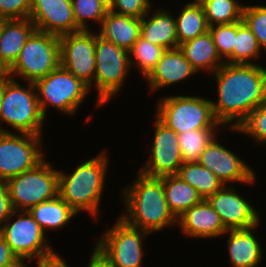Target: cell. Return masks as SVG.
Returning <instances> with one entry per match:
<instances>
[{"mask_svg": "<svg viewBox=\"0 0 266 267\" xmlns=\"http://www.w3.org/2000/svg\"><path fill=\"white\" fill-rule=\"evenodd\" d=\"M32 0H0V15L10 19L29 18Z\"/></svg>", "mask_w": 266, "mask_h": 267, "instance_id": "38", "label": "cell"}, {"mask_svg": "<svg viewBox=\"0 0 266 267\" xmlns=\"http://www.w3.org/2000/svg\"><path fill=\"white\" fill-rule=\"evenodd\" d=\"M236 133H244L252 139H256L258 143L265 145L266 143V96L262 103L238 125L237 128H229Z\"/></svg>", "mask_w": 266, "mask_h": 267, "instance_id": "34", "label": "cell"}, {"mask_svg": "<svg viewBox=\"0 0 266 267\" xmlns=\"http://www.w3.org/2000/svg\"><path fill=\"white\" fill-rule=\"evenodd\" d=\"M227 230L246 229L260 224L257 210L234 187L223 186L207 198Z\"/></svg>", "mask_w": 266, "mask_h": 267, "instance_id": "16", "label": "cell"}, {"mask_svg": "<svg viewBox=\"0 0 266 267\" xmlns=\"http://www.w3.org/2000/svg\"><path fill=\"white\" fill-rule=\"evenodd\" d=\"M99 32L98 35L103 39L129 51L140 37L141 18L109 10L100 24Z\"/></svg>", "mask_w": 266, "mask_h": 267, "instance_id": "21", "label": "cell"}, {"mask_svg": "<svg viewBox=\"0 0 266 267\" xmlns=\"http://www.w3.org/2000/svg\"><path fill=\"white\" fill-rule=\"evenodd\" d=\"M13 212L8 188L5 182H0V229Z\"/></svg>", "mask_w": 266, "mask_h": 267, "instance_id": "40", "label": "cell"}, {"mask_svg": "<svg viewBox=\"0 0 266 267\" xmlns=\"http://www.w3.org/2000/svg\"><path fill=\"white\" fill-rule=\"evenodd\" d=\"M59 41L60 65L91 89L96 70L95 33L81 30L62 35Z\"/></svg>", "mask_w": 266, "mask_h": 267, "instance_id": "13", "label": "cell"}, {"mask_svg": "<svg viewBox=\"0 0 266 267\" xmlns=\"http://www.w3.org/2000/svg\"><path fill=\"white\" fill-rule=\"evenodd\" d=\"M22 263L0 235V267H19Z\"/></svg>", "mask_w": 266, "mask_h": 267, "instance_id": "39", "label": "cell"}, {"mask_svg": "<svg viewBox=\"0 0 266 267\" xmlns=\"http://www.w3.org/2000/svg\"><path fill=\"white\" fill-rule=\"evenodd\" d=\"M88 267H113L100 253L95 249L90 256Z\"/></svg>", "mask_w": 266, "mask_h": 267, "instance_id": "42", "label": "cell"}, {"mask_svg": "<svg viewBox=\"0 0 266 267\" xmlns=\"http://www.w3.org/2000/svg\"><path fill=\"white\" fill-rule=\"evenodd\" d=\"M175 20L178 45L209 31L203 6L198 0L186 3Z\"/></svg>", "mask_w": 266, "mask_h": 267, "instance_id": "26", "label": "cell"}, {"mask_svg": "<svg viewBox=\"0 0 266 267\" xmlns=\"http://www.w3.org/2000/svg\"><path fill=\"white\" fill-rule=\"evenodd\" d=\"M136 178L124 188L122 200L127 212L120 218L128 225L149 233L176 225L177 218L165 198L162 177H149L139 172Z\"/></svg>", "mask_w": 266, "mask_h": 267, "instance_id": "2", "label": "cell"}, {"mask_svg": "<svg viewBox=\"0 0 266 267\" xmlns=\"http://www.w3.org/2000/svg\"><path fill=\"white\" fill-rule=\"evenodd\" d=\"M197 73L178 48L166 49L155 68L146 77L152 91L188 79Z\"/></svg>", "mask_w": 266, "mask_h": 267, "instance_id": "19", "label": "cell"}, {"mask_svg": "<svg viewBox=\"0 0 266 267\" xmlns=\"http://www.w3.org/2000/svg\"><path fill=\"white\" fill-rule=\"evenodd\" d=\"M36 27L29 18L7 20L0 34V61L9 69Z\"/></svg>", "mask_w": 266, "mask_h": 267, "instance_id": "23", "label": "cell"}, {"mask_svg": "<svg viewBox=\"0 0 266 267\" xmlns=\"http://www.w3.org/2000/svg\"><path fill=\"white\" fill-rule=\"evenodd\" d=\"M4 93V79L0 80V106H1V101H2V96ZM0 131L1 132H11V130L8 131V129H3L2 127H0Z\"/></svg>", "mask_w": 266, "mask_h": 267, "instance_id": "43", "label": "cell"}, {"mask_svg": "<svg viewBox=\"0 0 266 267\" xmlns=\"http://www.w3.org/2000/svg\"><path fill=\"white\" fill-rule=\"evenodd\" d=\"M156 109V117L177 134L196 129H224L214 116L211 100L200 96L161 97Z\"/></svg>", "mask_w": 266, "mask_h": 267, "instance_id": "4", "label": "cell"}, {"mask_svg": "<svg viewBox=\"0 0 266 267\" xmlns=\"http://www.w3.org/2000/svg\"><path fill=\"white\" fill-rule=\"evenodd\" d=\"M29 19L36 30L58 37L81 31L76 25L71 0H32Z\"/></svg>", "mask_w": 266, "mask_h": 267, "instance_id": "17", "label": "cell"}, {"mask_svg": "<svg viewBox=\"0 0 266 267\" xmlns=\"http://www.w3.org/2000/svg\"><path fill=\"white\" fill-rule=\"evenodd\" d=\"M165 51V48L152 44L140 36L128 51L131 68L137 64L143 77L146 78L155 68Z\"/></svg>", "mask_w": 266, "mask_h": 267, "instance_id": "32", "label": "cell"}, {"mask_svg": "<svg viewBox=\"0 0 266 267\" xmlns=\"http://www.w3.org/2000/svg\"><path fill=\"white\" fill-rule=\"evenodd\" d=\"M255 35L241 20L236 22V36L233 54L225 61L229 64H255L261 55ZM252 61V62H251Z\"/></svg>", "mask_w": 266, "mask_h": 267, "instance_id": "29", "label": "cell"}, {"mask_svg": "<svg viewBox=\"0 0 266 267\" xmlns=\"http://www.w3.org/2000/svg\"><path fill=\"white\" fill-rule=\"evenodd\" d=\"M8 69L4 66V64L0 61V80L8 77Z\"/></svg>", "mask_w": 266, "mask_h": 267, "instance_id": "44", "label": "cell"}, {"mask_svg": "<svg viewBox=\"0 0 266 267\" xmlns=\"http://www.w3.org/2000/svg\"><path fill=\"white\" fill-rule=\"evenodd\" d=\"M204 9L207 23L210 26L229 24L242 20L244 5L238 0H198Z\"/></svg>", "mask_w": 266, "mask_h": 267, "instance_id": "31", "label": "cell"}, {"mask_svg": "<svg viewBox=\"0 0 266 267\" xmlns=\"http://www.w3.org/2000/svg\"><path fill=\"white\" fill-rule=\"evenodd\" d=\"M18 215L20 217L16 221H9ZM0 235L23 263L27 259L29 263L33 259L40 261L57 254L45 240L46 233L28 210H13L0 229Z\"/></svg>", "mask_w": 266, "mask_h": 267, "instance_id": "10", "label": "cell"}, {"mask_svg": "<svg viewBox=\"0 0 266 267\" xmlns=\"http://www.w3.org/2000/svg\"><path fill=\"white\" fill-rule=\"evenodd\" d=\"M7 20H8L7 18L2 17V16L0 15V34H1V32H2V30H3V27H4V25H5V23H6Z\"/></svg>", "mask_w": 266, "mask_h": 267, "instance_id": "45", "label": "cell"}, {"mask_svg": "<svg viewBox=\"0 0 266 267\" xmlns=\"http://www.w3.org/2000/svg\"><path fill=\"white\" fill-rule=\"evenodd\" d=\"M198 163L212 171L224 185L227 182L251 184L256 180V174L235 153L225 148L214 138L204 149Z\"/></svg>", "mask_w": 266, "mask_h": 267, "instance_id": "15", "label": "cell"}, {"mask_svg": "<svg viewBox=\"0 0 266 267\" xmlns=\"http://www.w3.org/2000/svg\"><path fill=\"white\" fill-rule=\"evenodd\" d=\"M213 74L218 88V102L211 100L214 116L223 127L237 128L266 96V68L224 63Z\"/></svg>", "mask_w": 266, "mask_h": 267, "instance_id": "1", "label": "cell"}, {"mask_svg": "<svg viewBox=\"0 0 266 267\" xmlns=\"http://www.w3.org/2000/svg\"><path fill=\"white\" fill-rule=\"evenodd\" d=\"M179 49L196 72H216L225 62L217 53L213 38L207 33L179 45Z\"/></svg>", "mask_w": 266, "mask_h": 267, "instance_id": "24", "label": "cell"}, {"mask_svg": "<svg viewBox=\"0 0 266 267\" xmlns=\"http://www.w3.org/2000/svg\"><path fill=\"white\" fill-rule=\"evenodd\" d=\"M150 2V0H108V7L118 14L142 18L147 12L152 13L153 6Z\"/></svg>", "mask_w": 266, "mask_h": 267, "instance_id": "37", "label": "cell"}, {"mask_svg": "<svg viewBox=\"0 0 266 267\" xmlns=\"http://www.w3.org/2000/svg\"><path fill=\"white\" fill-rule=\"evenodd\" d=\"M18 82L9 76L4 79L0 121L19 133L42 136L45 118L39 107L34 83L28 82L26 88Z\"/></svg>", "mask_w": 266, "mask_h": 267, "instance_id": "5", "label": "cell"}, {"mask_svg": "<svg viewBox=\"0 0 266 267\" xmlns=\"http://www.w3.org/2000/svg\"><path fill=\"white\" fill-rule=\"evenodd\" d=\"M29 213L44 233L46 228L60 229L77 213L59 196L31 207Z\"/></svg>", "mask_w": 266, "mask_h": 267, "instance_id": "27", "label": "cell"}, {"mask_svg": "<svg viewBox=\"0 0 266 267\" xmlns=\"http://www.w3.org/2000/svg\"><path fill=\"white\" fill-rule=\"evenodd\" d=\"M258 225L246 229H231L228 233V250L233 267H257L262 260L261 244L255 236ZM253 230V231H252Z\"/></svg>", "mask_w": 266, "mask_h": 267, "instance_id": "20", "label": "cell"}, {"mask_svg": "<svg viewBox=\"0 0 266 267\" xmlns=\"http://www.w3.org/2000/svg\"><path fill=\"white\" fill-rule=\"evenodd\" d=\"M96 70L94 85L97 105L108 103L120 91L131 69L128 51L107 41L95 33Z\"/></svg>", "mask_w": 266, "mask_h": 267, "instance_id": "9", "label": "cell"}, {"mask_svg": "<svg viewBox=\"0 0 266 267\" xmlns=\"http://www.w3.org/2000/svg\"><path fill=\"white\" fill-rule=\"evenodd\" d=\"M177 175L189 183L202 199H207L224 186L223 182L212 171L198 162L183 163Z\"/></svg>", "mask_w": 266, "mask_h": 267, "instance_id": "28", "label": "cell"}, {"mask_svg": "<svg viewBox=\"0 0 266 267\" xmlns=\"http://www.w3.org/2000/svg\"><path fill=\"white\" fill-rule=\"evenodd\" d=\"M59 65V37L35 30L26 41L18 59L8 69V75L14 79L17 76L23 77L26 82L34 83L53 72Z\"/></svg>", "mask_w": 266, "mask_h": 267, "instance_id": "7", "label": "cell"}, {"mask_svg": "<svg viewBox=\"0 0 266 267\" xmlns=\"http://www.w3.org/2000/svg\"><path fill=\"white\" fill-rule=\"evenodd\" d=\"M242 21L255 35L261 50L266 51V6L245 5L242 11Z\"/></svg>", "mask_w": 266, "mask_h": 267, "instance_id": "35", "label": "cell"}, {"mask_svg": "<svg viewBox=\"0 0 266 267\" xmlns=\"http://www.w3.org/2000/svg\"><path fill=\"white\" fill-rule=\"evenodd\" d=\"M177 225L183 234L192 238H213L223 236L228 230L222 223L218 213L207 199L188 208L178 219Z\"/></svg>", "mask_w": 266, "mask_h": 267, "instance_id": "18", "label": "cell"}, {"mask_svg": "<svg viewBox=\"0 0 266 267\" xmlns=\"http://www.w3.org/2000/svg\"><path fill=\"white\" fill-rule=\"evenodd\" d=\"M209 32L218 55L225 62L234 52L236 22L210 26Z\"/></svg>", "mask_w": 266, "mask_h": 267, "instance_id": "36", "label": "cell"}, {"mask_svg": "<svg viewBox=\"0 0 266 267\" xmlns=\"http://www.w3.org/2000/svg\"><path fill=\"white\" fill-rule=\"evenodd\" d=\"M19 135L0 131V182L34 168L44 159L40 148L42 136Z\"/></svg>", "mask_w": 266, "mask_h": 267, "instance_id": "12", "label": "cell"}, {"mask_svg": "<svg viewBox=\"0 0 266 267\" xmlns=\"http://www.w3.org/2000/svg\"><path fill=\"white\" fill-rule=\"evenodd\" d=\"M19 267H27L26 262L25 263H22Z\"/></svg>", "mask_w": 266, "mask_h": 267, "instance_id": "46", "label": "cell"}, {"mask_svg": "<svg viewBox=\"0 0 266 267\" xmlns=\"http://www.w3.org/2000/svg\"><path fill=\"white\" fill-rule=\"evenodd\" d=\"M150 158L140 169L149 177H162L177 174L183 164L178 134L163 124L157 117Z\"/></svg>", "mask_w": 266, "mask_h": 267, "instance_id": "14", "label": "cell"}, {"mask_svg": "<svg viewBox=\"0 0 266 267\" xmlns=\"http://www.w3.org/2000/svg\"><path fill=\"white\" fill-rule=\"evenodd\" d=\"M38 267H68L66 262L58 255L37 261Z\"/></svg>", "mask_w": 266, "mask_h": 267, "instance_id": "41", "label": "cell"}, {"mask_svg": "<svg viewBox=\"0 0 266 267\" xmlns=\"http://www.w3.org/2000/svg\"><path fill=\"white\" fill-rule=\"evenodd\" d=\"M162 183L169 209L177 219L202 200L198 192L177 174L162 176Z\"/></svg>", "mask_w": 266, "mask_h": 267, "instance_id": "25", "label": "cell"}, {"mask_svg": "<svg viewBox=\"0 0 266 267\" xmlns=\"http://www.w3.org/2000/svg\"><path fill=\"white\" fill-rule=\"evenodd\" d=\"M108 159L105 151L78 165L71 174L59 170L58 195L77 214L85 210L98 217Z\"/></svg>", "mask_w": 266, "mask_h": 267, "instance_id": "3", "label": "cell"}, {"mask_svg": "<svg viewBox=\"0 0 266 267\" xmlns=\"http://www.w3.org/2000/svg\"><path fill=\"white\" fill-rule=\"evenodd\" d=\"M39 107L46 117L47 107L62 113L75 114L90 88L71 72L59 65L53 72L34 82Z\"/></svg>", "mask_w": 266, "mask_h": 267, "instance_id": "8", "label": "cell"}, {"mask_svg": "<svg viewBox=\"0 0 266 267\" xmlns=\"http://www.w3.org/2000/svg\"><path fill=\"white\" fill-rule=\"evenodd\" d=\"M148 234L119 217L113 227L104 232L94 249L113 267H142V241Z\"/></svg>", "mask_w": 266, "mask_h": 267, "instance_id": "11", "label": "cell"}, {"mask_svg": "<svg viewBox=\"0 0 266 267\" xmlns=\"http://www.w3.org/2000/svg\"><path fill=\"white\" fill-rule=\"evenodd\" d=\"M147 12L141 18L140 36L148 42L165 49L178 48L176 20L170 12L158 9L150 16Z\"/></svg>", "mask_w": 266, "mask_h": 267, "instance_id": "22", "label": "cell"}, {"mask_svg": "<svg viewBox=\"0 0 266 267\" xmlns=\"http://www.w3.org/2000/svg\"><path fill=\"white\" fill-rule=\"evenodd\" d=\"M13 210H29L58 195L59 170L45 158L34 168L5 182Z\"/></svg>", "mask_w": 266, "mask_h": 267, "instance_id": "6", "label": "cell"}, {"mask_svg": "<svg viewBox=\"0 0 266 267\" xmlns=\"http://www.w3.org/2000/svg\"><path fill=\"white\" fill-rule=\"evenodd\" d=\"M217 130L196 129L179 133L178 141L183 163L198 162L204 149L217 136Z\"/></svg>", "mask_w": 266, "mask_h": 267, "instance_id": "30", "label": "cell"}, {"mask_svg": "<svg viewBox=\"0 0 266 267\" xmlns=\"http://www.w3.org/2000/svg\"><path fill=\"white\" fill-rule=\"evenodd\" d=\"M76 25L80 30H90L87 21L101 24L109 11L108 0H71Z\"/></svg>", "mask_w": 266, "mask_h": 267, "instance_id": "33", "label": "cell"}]
</instances>
